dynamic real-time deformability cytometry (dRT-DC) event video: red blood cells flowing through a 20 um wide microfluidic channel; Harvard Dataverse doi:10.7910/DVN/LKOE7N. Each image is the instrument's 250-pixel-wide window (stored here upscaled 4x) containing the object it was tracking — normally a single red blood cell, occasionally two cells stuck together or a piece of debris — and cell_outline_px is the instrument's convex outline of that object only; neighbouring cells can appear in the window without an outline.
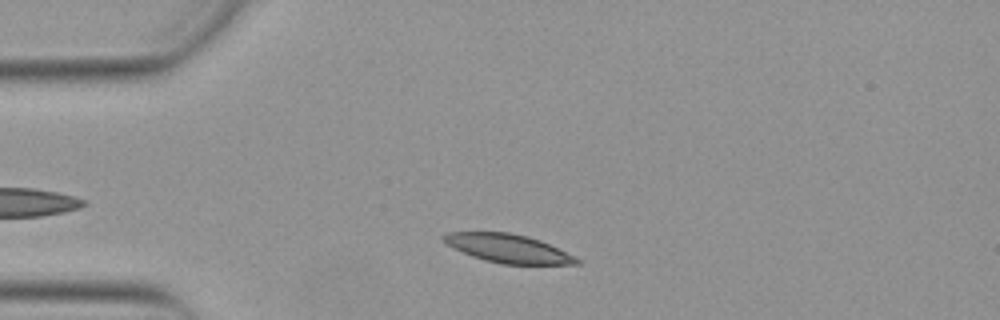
{"species": "Egyptian fruit bat (a non-hibernating species)", "species_latin": "Rousettus aegyptiacus", "temperature_condition": "warm", "stored_images_in_passage": 38, "camera_frame_rate_fps": 3000, "um_per_image_px": 0.085, "animal": {"sex": "female"}, "frame": {"image": 1, "passage_image": 5, "time_ms": 1.333, "image_size_px": [1000, 320], "cell_outline_px": [[580, 264], [500, 264], [484, 260], [472, 256], [452, 248], [444, 244], [440, 240], [440, 236], [448, 232], [508, 232], [528, 236], [540, 240], [576, 256], [580, 260]], "centroid_in_image_um": [43.13, 21.11], "position_along_channel_um": 41.9, "area_um2": 22.37}}
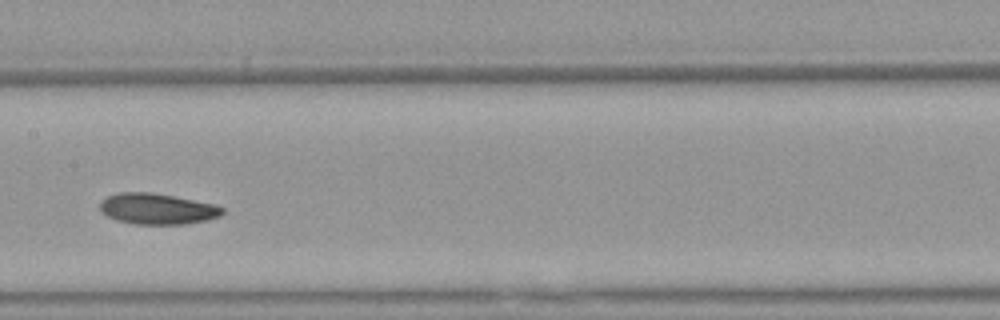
{"frame": {"image": 2, "passage_image": 19, "time_ms": 6.0, "image_size_px": [1000, 320], "cell_outline_px": [[224, 212], [220, 216], [204, 220], [184, 224], [136, 224], [116, 220], [108, 216], [100, 208], [100, 204], [108, 196], [120, 192], [148, 192], [172, 196], [216, 204], [224, 208]], "centroid_in_image_um": [13.39, 17.75], "position_along_channel_um": 194.0, "area_um2": 21.73}}
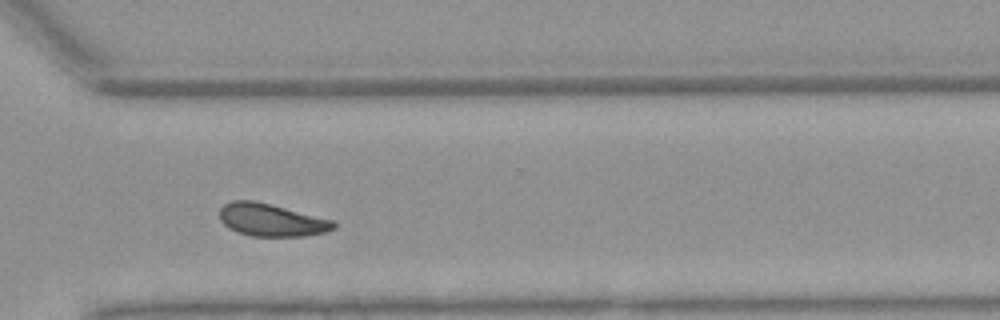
{"frame": {"image": 3, "passage_image": 31, "time_ms": 10.0, "image_size_px": [1000, 320], "cell_outline_px": [[336, 228], [324, 232], [304, 236], [252, 236], [236, 232], [228, 228], [220, 220], [220, 208], [224, 204], [232, 200], [252, 200], [336, 220]], "centroid_in_image_um": [23.07, 18.7], "position_along_channel_um": 347.5, "area_um2": 21.73}, "authors_computed_cell_mechanics": {"area_um2": 22.3397, "velocity_mm_per_s": 3.8391, "shape_relaxation_time_tau1_ms": 5.5048, "shape_relaxation_time_tau2_ms": 8.7804, "deformation_change_tau1": 0.1265, "deformation_change_tau2": 0.1413}}